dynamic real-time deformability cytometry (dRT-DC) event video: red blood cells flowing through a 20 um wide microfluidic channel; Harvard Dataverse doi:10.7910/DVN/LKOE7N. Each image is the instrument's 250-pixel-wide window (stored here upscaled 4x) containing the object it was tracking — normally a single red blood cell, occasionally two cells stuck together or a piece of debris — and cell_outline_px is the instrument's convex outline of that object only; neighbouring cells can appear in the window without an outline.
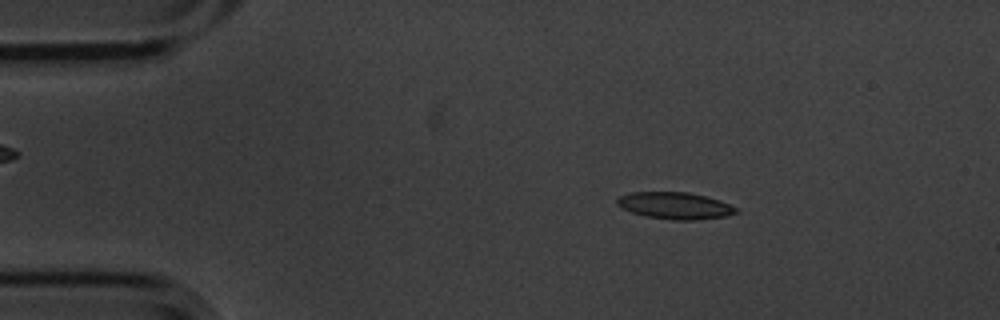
{"species": "common noctule bat (a hibernating species)", "species_latin": "Nyctalus noctula", "temperature_condition": "cold", "stored_images_in_passage": 3, "camera_frame_rate_fps": 3000, "um_per_image_px": 0.085, "animal": {"sex": "male", "body_mass_g": 20.1, "forearm_length_mm": 53.5}, "frame": {"image": 1, "passage_image": 1, "time_ms": 0.0, "image_size_px": [1000, 320], "cell_outline_px": [[740, 212], [728, 216], [692, 220], [672, 220], [648, 216], [632, 212], [620, 208], [616, 204], [616, 200], [620, 196], [632, 192], [688, 192], [720, 200], [740, 208]], "centroid_in_image_um": [57.42, 17.48], "position_along_channel_um": 27.6, "area_um2": 18.73}}
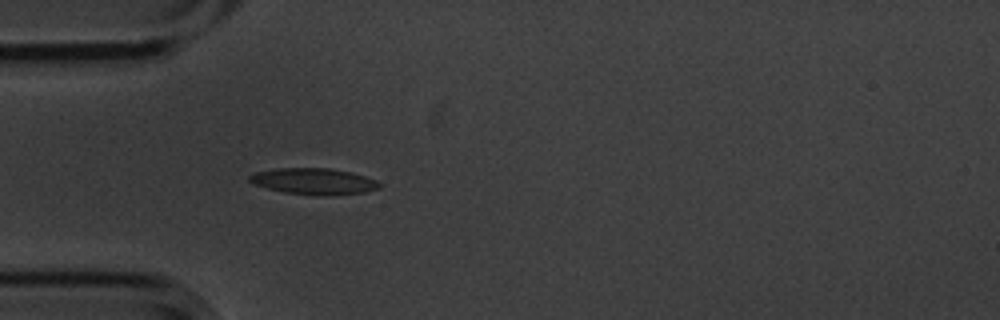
{"frame": {"image": 2, "passage_image": 3, "time_ms": 0.667, "image_size_px": [1000, 320], "cell_outline_px": [[380, 188], [364, 192], [324, 196], [284, 192], [268, 188], [256, 184], [248, 180], [248, 176], [256, 172], [276, 168], [328, 168], [352, 172], [376, 180], [380, 184]], "centroid_in_image_um": [26.68, 15.41], "position_along_channel_um": 58.3, "area_um2": 19.71}}